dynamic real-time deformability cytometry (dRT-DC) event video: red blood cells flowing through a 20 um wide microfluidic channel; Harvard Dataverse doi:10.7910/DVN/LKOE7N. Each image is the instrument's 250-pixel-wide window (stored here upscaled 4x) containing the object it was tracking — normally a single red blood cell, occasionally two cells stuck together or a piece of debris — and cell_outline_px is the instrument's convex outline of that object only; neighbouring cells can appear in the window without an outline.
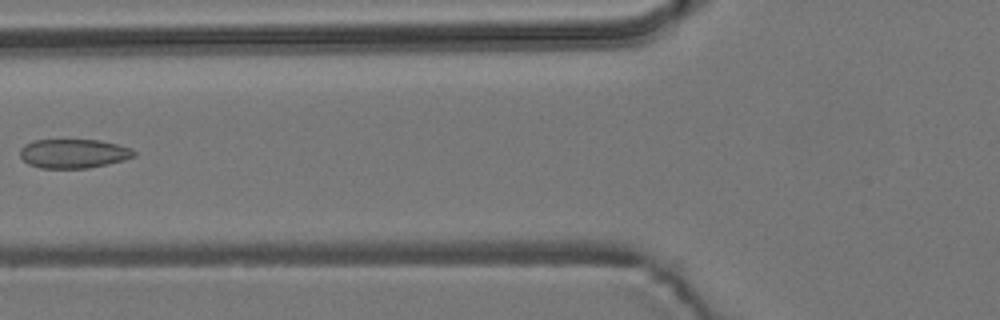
{"species": "common noctule bat (a hibernating species)", "species_latin": "Nyctalus noctula", "temperature_condition": "room temperature", "stored_images_in_passage": 5, "camera_frame_rate_fps": 3000, "um_per_image_px": 0.085, "animal": {"sex": "male", "body_mass_g": 19.2, "forearm_length_mm": 51.8}, "frame": {"image": 1, "passage_image": 5, "time_ms": 1.333, "image_size_px": [1000, 320], "cell_outline_px": [[136, 156], [124, 160], [108, 164], [88, 168], [40, 168], [28, 164], [20, 156], [20, 148], [24, 144], [32, 140], [100, 140], [132, 148], [136, 152]], "centroid_in_image_um": [6.25, 13.05], "position_along_channel_um": 119.5, "area_um2": 19.48}}